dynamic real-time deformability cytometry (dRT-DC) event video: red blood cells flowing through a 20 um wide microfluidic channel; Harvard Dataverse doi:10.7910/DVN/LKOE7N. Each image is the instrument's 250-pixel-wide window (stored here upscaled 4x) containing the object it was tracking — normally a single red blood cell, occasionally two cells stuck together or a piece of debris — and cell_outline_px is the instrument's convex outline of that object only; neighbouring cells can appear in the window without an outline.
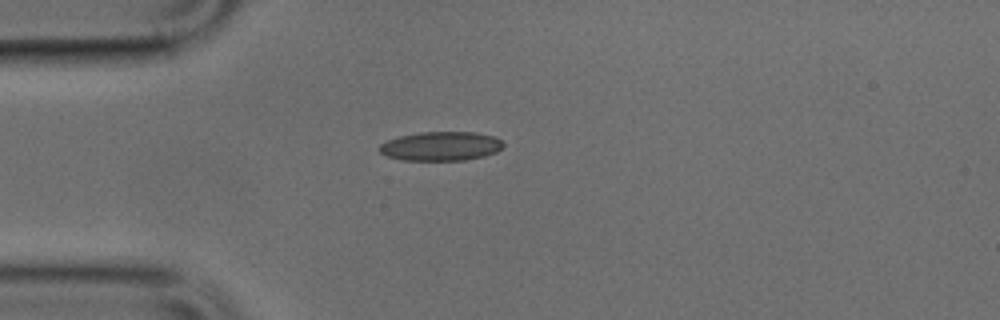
{"species": "common noctule bat (a hibernating species)", "species_latin": "Nyctalus noctula", "temperature_condition": "cold", "stored_images_in_passage": 38, "camera_frame_rate_fps": 3000, "um_per_image_px": 0.085, "animal": {"sex": "male", "body_mass_g": 17.9, "forearm_length_mm": 54.2}, "frame": {"image": 1, "passage_image": 1, "time_ms": 0.0, "image_size_px": [1000, 320], "cell_outline_px": [[504, 144], [496, 152], [484, 156], [464, 160], [400, 160], [388, 156], [380, 152], [376, 148], [380, 144], [388, 140], [400, 136], [420, 132], [476, 132], [496, 136]], "centroid_in_image_um": [37.46, 12.42], "position_along_channel_um": 47.5, "area_um2": 21.04}}
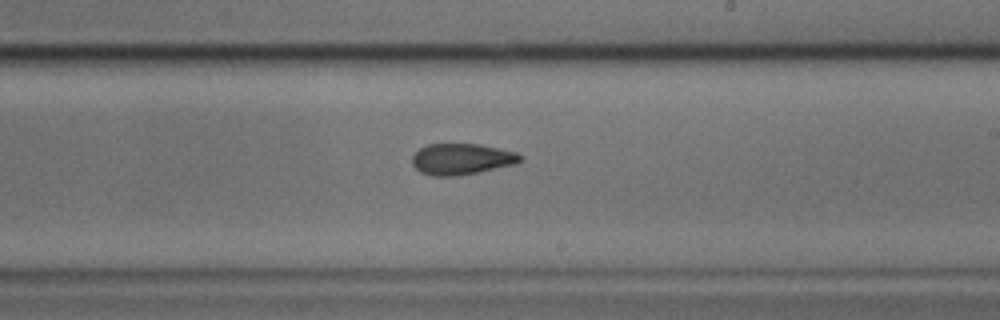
{"frame": {"image": 2, "passage_image": 17, "time_ms": 5.333, "image_size_px": [1000, 320], "cell_outline_px": [[524, 160], [516, 164], [456, 176], [432, 176], [420, 172], [412, 164], [412, 156], [420, 148], [428, 144], [480, 144], [516, 152], [524, 156]], "centroid_in_image_um": [39.26, 13.52], "position_along_channel_um": 249.7, "area_um2": 19.65}}
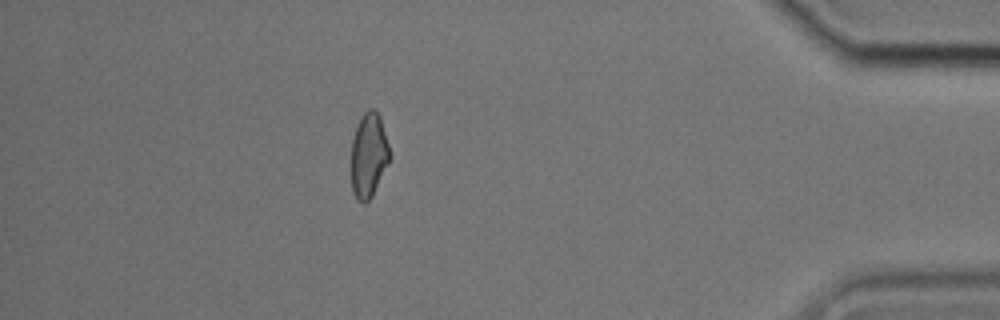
{"frame": {"image": 3, "passage_image": 32, "time_ms": 10.333, "image_size_px": [1000, 320], "cell_outline_px": [[388, 160], [372, 196], [364, 204], [360, 204], [356, 200], [352, 192], [352, 140], [356, 128], [364, 112], [368, 108], [376, 108], [380, 116], [388, 144]], "centroid_in_image_um": [31.31, 13.19], "position_along_channel_um": 403.9, "area_um2": 18.55}}